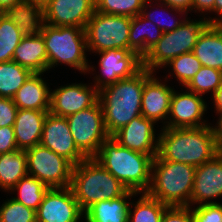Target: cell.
Wrapping results in <instances>:
<instances>
[{
  "instance_id": "f35d334b",
  "label": "cell",
  "mask_w": 222,
  "mask_h": 222,
  "mask_svg": "<svg viewBox=\"0 0 222 222\" xmlns=\"http://www.w3.org/2000/svg\"><path fill=\"white\" fill-rule=\"evenodd\" d=\"M17 110L13 99L0 97V127L13 126Z\"/></svg>"
},
{
  "instance_id": "f1b7e54d",
  "label": "cell",
  "mask_w": 222,
  "mask_h": 222,
  "mask_svg": "<svg viewBox=\"0 0 222 222\" xmlns=\"http://www.w3.org/2000/svg\"><path fill=\"white\" fill-rule=\"evenodd\" d=\"M139 195L137 201L130 203L128 222H160L169 206L150 197L147 193H139Z\"/></svg>"
},
{
  "instance_id": "d6a6232c",
  "label": "cell",
  "mask_w": 222,
  "mask_h": 222,
  "mask_svg": "<svg viewBox=\"0 0 222 222\" xmlns=\"http://www.w3.org/2000/svg\"><path fill=\"white\" fill-rule=\"evenodd\" d=\"M146 0H95V10L104 14L135 17Z\"/></svg>"
},
{
  "instance_id": "e575fe53",
  "label": "cell",
  "mask_w": 222,
  "mask_h": 222,
  "mask_svg": "<svg viewBox=\"0 0 222 222\" xmlns=\"http://www.w3.org/2000/svg\"><path fill=\"white\" fill-rule=\"evenodd\" d=\"M190 207L195 222H222V203Z\"/></svg>"
},
{
  "instance_id": "1f68e13d",
  "label": "cell",
  "mask_w": 222,
  "mask_h": 222,
  "mask_svg": "<svg viewBox=\"0 0 222 222\" xmlns=\"http://www.w3.org/2000/svg\"><path fill=\"white\" fill-rule=\"evenodd\" d=\"M222 83V71L202 66L192 80L184 87L187 90L203 96L211 92V97Z\"/></svg>"
},
{
  "instance_id": "d6986e66",
  "label": "cell",
  "mask_w": 222,
  "mask_h": 222,
  "mask_svg": "<svg viewBox=\"0 0 222 222\" xmlns=\"http://www.w3.org/2000/svg\"><path fill=\"white\" fill-rule=\"evenodd\" d=\"M155 72L144 82L141 113L155 123H162L161 128H167V119L170 112V103L174 88L168 85L167 80H159Z\"/></svg>"
},
{
  "instance_id": "bcb514c9",
  "label": "cell",
  "mask_w": 222,
  "mask_h": 222,
  "mask_svg": "<svg viewBox=\"0 0 222 222\" xmlns=\"http://www.w3.org/2000/svg\"><path fill=\"white\" fill-rule=\"evenodd\" d=\"M46 0H26L27 5L35 12Z\"/></svg>"
},
{
  "instance_id": "ba28073f",
  "label": "cell",
  "mask_w": 222,
  "mask_h": 222,
  "mask_svg": "<svg viewBox=\"0 0 222 222\" xmlns=\"http://www.w3.org/2000/svg\"><path fill=\"white\" fill-rule=\"evenodd\" d=\"M131 17L98 12L88 20L85 32L88 52L129 49Z\"/></svg>"
},
{
  "instance_id": "b9f144b4",
  "label": "cell",
  "mask_w": 222,
  "mask_h": 222,
  "mask_svg": "<svg viewBox=\"0 0 222 222\" xmlns=\"http://www.w3.org/2000/svg\"><path fill=\"white\" fill-rule=\"evenodd\" d=\"M215 0H193V12L200 13L206 16L208 20V13H214ZM205 14V15H204Z\"/></svg>"
},
{
  "instance_id": "7a4b0ae2",
  "label": "cell",
  "mask_w": 222,
  "mask_h": 222,
  "mask_svg": "<svg viewBox=\"0 0 222 222\" xmlns=\"http://www.w3.org/2000/svg\"><path fill=\"white\" fill-rule=\"evenodd\" d=\"M154 72L142 68L134 76L120 79L99 90L98 101L102 107L104 123L109 136L142 115L141 100L144 82Z\"/></svg>"
},
{
  "instance_id": "9c48e42d",
  "label": "cell",
  "mask_w": 222,
  "mask_h": 222,
  "mask_svg": "<svg viewBox=\"0 0 222 222\" xmlns=\"http://www.w3.org/2000/svg\"><path fill=\"white\" fill-rule=\"evenodd\" d=\"M66 119L75 145L87 158H93L98 153L101 144L110 137L106 131L99 101Z\"/></svg>"
},
{
  "instance_id": "4fadbf2b",
  "label": "cell",
  "mask_w": 222,
  "mask_h": 222,
  "mask_svg": "<svg viewBox=\"0 0 222 222\" xmlns=\"http://www.w3.org/2000/svg\"><path fill=\"white\" fill-rule=\"evenodd\" d=\"M79 221H84V211L75 199L71 187L49 188L36 211V222Z\"/></svg>"
},
{
  "instance_id": "e0dca14e",
  "label": "cell",
  "mask_w": 222,
  "mask_h": 222,
  "mask_svg": "<svg viewBox=\"0 0 222 222\" xmlns=\"http://www.w3.org/2000/svg\"><path fill=\"white\" fill-rule=\"evenodd\" d=\"M219 197H222V151L196 167L190 206L220 203L214 201Z\"/></svg>"
},
{
  "instance_id": "60d3db41",
  "label": "cell",
  "mask_w": 222,
  "mask_h": 222,
  "mask_svg": "<svg viewBox=\"0 0 222 222\" xmlns=\"http://www.w3.org/2000/svg\"><path fill=\"white\" fill-rule=\"evenodd\" d=\"M34 12L26 0H0V13Z\"/></svg>"
},
{
  "instance_id": "6da1fadb",
  "label": "cell",
  "mask_w": 222,
  "mask_h": 222,
  "mask_svg": "<svg viewBox=\"0 0 222 222\" xmlns=\"http://www.w3.org/2000/svg\"><path fill=\"white\" fill-rule=\"evenodd\" d=\"M161 128L158 153L161 160L181 162L195 167L221 152L215 126Z\"/></svg>"
},
{
  "instance_id": "3957f363",
  "label": "cell",
  "mask_w": 222,
  "mask_h": 222,
  "mask_svg": "<svg viewBox=\"0 0 222 222\" xmlns=\"http://www.w3.org/2000/svg\"><path fill=\"white\" fill-rule=\"evenodd\" d=\"M154 157L122 147L110 136L93 158L128 190L146 193L151 184Z\"/></svg>"
},
{
  "instance_id": "4316f807",
  "label": "cell",
  "mask_w": 222,
  "mask_h": 222,
  "mask_svg": "<svg viewBox=\"0 0 222 222\" xmlns=\"http://www.w3.org/2000/svg\"><path fill=\"white\" fill-rule=\"evenodd\" d=\"M27 173V156L25 150H15L0 154V188L10 190Z\"/></svg>"
},
{
  "instance_id": "7bdbcfd3",
  "label": "cell",
  "mask_w": 222,
  "mask_h": 222,
  "mask_svg": "<svg viewBox=\"0 0 222 222\" xmlns=\"http://www.w3.org/2000/svg\"><path fill=\"white\" fill-rule=\"evenodd\" d=\"M214 17L208 16V22L209 24H220L222 25V0H215V6H214Z\"/></svg>"
},
{
  "instance_id": "836d02e7",
  "label": "cell",
  "mask_w": 222,
  "mask_h": 222,
  "mask_svg": "<svg viewBox=\"0 0 222 222\" xmlns=\"http://www.w3.org/2000/svg\"><path fill=\"white\" fill-rule=\"evenodd\" d=\"M0 222H36V211L10 198L0 206Z\"/></svg>"
},
{
  "instance_id": "7402d4cb",
  "label": "cell",
  "mask_w": 222,
  "mask_h": 222,
  "mask_svg": "<svg viewBox=\"0 0 222 222\" xmlns=\"http://www.w3.org/2000/svg\"><path fill=\"white\" fill-rule=\"evenodd\" d=\"M49 111L18 109L13 125L19 150H27L40 144L45 118Z\"/></svg>"
},
{
  "instance_id": "f546056e",
  "label": "cell",
  "mask_w": 222,
  "mask_h": 222,
  "mask_svg": "<svg viewBox=\"0 0 222 222\" xmlns=\"http://www.w3.org/2000/svg\"><path fill=\"white\" fill-rule=\"evenodd\" d=\"M31 74L28 69L17 62L0 63V97L12 99Z\"/></svg>"
},
{
  "instance_id": "74e56055",
  "label": "cell",
  "mask_w": 222,
  "mask_h": 222,
  "mask_svg": "<svg viewBox=\"0 0 222 222\" xmlns=\"http://www.w3.org/2000/svg\"><path fill=\"white\" fill-rule=\"evenodd\" d=\"M155 4L158 7H162V11L167 12H174L175 14H179L178 16L184 17L183 15L187 16L188 12L193 11V0H154ZM159 4H158V3ZM167 10V11H166Z\"/></svg>"
},
{
  "instance_id": "5bb4252c",
  "label": "cell",
  "mask_w": 222,
  "mask_h": 222,
  "mask_svg": "<svg viewBox=\"0 0 222 222\" xmlns=\"http://www.w3.org/2000/svg\"><path fill=\"white\" fill-rule=\"evenodd\" d=\"M99 97V90L86 83H71L58 86L50 91L49 113L58 117H68L93 106Z\"/></svg>"
},
{
  "instance_id": "44dd1931",
  "label": "cell",
  "mask_w": 222,
  "mask_h": 222,
  "mask_svg": "<svg viewBox=\"0 0 222 222\" xmlns=\"http://www.w3.org/2000/svg\"><path fill=\"white\" fill-rule=\"evenodd\" d=\"M12 61L17 62L31 73H45L48 71L45 41L34 25L16 47Z\"/></svg>"
},
{
  "instance_id": "4dcf8cb0",
  "label": "cell",
  "mask_w": 222,
  "mask_h": 222,
  "mask_svg": "<svg viewBox=\"0 0 222 222\" xmlns=\"http://www.w3.org/2000/svg\"><path fill=\"white\" fill-rule=\"evenodd\" d=\"M167 67L170 68H168V70H172V73L168 71L170 76L166 75L165 79L168 81L167 77H175L179 85L185 87L200 70L202 65L194 53L189 52L173 58L163 66V68Z\"/></svg>"
},
{
  "instance_id": "83f0119b",
  "label": "cell",
  "mask_w": 222,
  "mask_h": 222,
  "mask_svg": "<svg viewBox=\"0 0 222 222\" xmlns=\"http://www.w3.org/2000/svg\"><path fill=\"white\" fill-rule=\"evenodd\" d=\"M49 187L42 183L40 180L31 175L24 176L19 180L16 185L10 190V194H15L17 191V197H11L15 201L25 205L34 211L38 210L45 193L48 191Z\"/></svg>"
},
{
  "instance_id": "ab89813d",
  "label": "cell",
  "mask_w": 222,
  "mask_h": 222,
  "mask_svg": "<svg viewBox=\"0 0 222 222\" xmlns=\"http://www.w3.org/2000/svg\"><path fill=\"white\" fill-rule=\"evenodd\" d=\"M18 150L13 126L0 127V154Z\"/></svg>"
},
{
  "instance_id": "8d00e7d4",
  "label": "cell",
  "mask_w": 222,
  "mask_h": 222,
  "mask_svg": "<svg viewBox=\"0 0 222 222\" xmlns=\"http://www.w3.org/2000/svg\"><path fill=\"white\" fill-rule=\"evenodd\" d=\"M160 222H195L189 206H169Z\"/></svg>"
},
{
  "instance_id": "52a82bcc",
  "label": "cell",
  "mask_w": 222,
  "mask_h": 222,
  "mask_svg": "<svg viewBox=\"0 0 222 222\" xmlns=\"http://www.w3.org/2000/svg\"><path fill=\"white\" fill-rule=\"evenodd\" d=\"M201 17L194 21L185 16L178 28L163 33L161 39L142 58L143 68L157 73L158 69L163 68L173 58L193 52L200 34L209 25L207 18Z\"/></svg>"
},
{
  "instance_id": "d4e9b609",
  "label": "cell",
  "mask_w": 222,
  "mask_h": 222,
  "mask_svg": "<svg viewBox=\"0 0 222 222\" xmlns=\"http://www.w3.org/2000/svg\"><path fill=\"white\" fill-rule=\"evenodd\" d=\"M202 66L222 71V25L209 24L193 49Z\"/></svg>"
},
{
  "instance_id": "cb8c5ba5",
  "label": "cell",
  "mask_w": 222,
  "mask_h": 222,
  "mask_svg": "<svg viewBox=\"0 0 222 222\" xmlns=\"http://www.w3.org/2000/svg\"><path fill=\"white\" fill-rule=\"evenodd\" d=\"M139 193L128 190L124 195L93 203L84 211L85 222H128L131 198ZM129 201V202H128Z\"/></svg>"
},
{
  "instance_id": "277c9868",
  "label": "cell",
  "mask_w": 222,
  "mask_h": 222,
  "mask_svg": "<svg viewBox=\"0 0 222 222\" xmlns=\"http://www.w3.org/2000/svg\"><path fill=\"white\" fill-rule=\"evenodd\" d=\"M34 26L45 41L48 58V71L59 64H66L81 74L96 72L95 66L89 64L87 58V40L84 28L75 26H50L37 17Z\"/></svg>"
},
{
  "instance_id": "7c38bea8",
  "label": "cell",
  "mask_w": 222,
  "mask_h": 222,
  "mask_svg": "<svg viewBox=\"0 0 222 222\" xmlns=\"http://www.w3.org/2000/svg\"><path fill=\"white\" fill-rule=\"evenodd\" d=\"M97 54L101 73L93 77V86L98 90L120 79L130 78L143 68L142 58L130 49H107Z\"/></svg>"
},
{
  "instance_id": "ffe728a7",
  "label": "cell",
  "mask_w": 222,
  "mask_h": 222,
  "mask_svg": "<svg viewBox=\"0 0 222 222\" xmlns=\"http://www.w3.org/2000/svg\"><path fill=\"white\" fill-rule=\"evenodd\" d=\"M35 18V12L0 13V63L12 61L16 47Z\"/></svg>"
},
{
  "instance_id": "d590c367",
  "label": "cell",
  "mask_w": 222,
  "mask_h": 222,
  "mask_svg": "<svg viewBox=\"0 0 222 222\" xmlns=\"http://www.w3.org/2000/svg\"><path fill=\"white\" fill-rule=\"evenodd\" d=\"M154 2V0H146L145 1V3H144V5H143V8H142V11H141V15L145 18V19H147V20H149V21H151V22H153L155 25H157L159 28H160V30L163 32V33H165V32H170V31H173L174 29H176V28H178L182 23H183V19H185V18H180V19H178L177 21L176 20H172L173 19V17H172V19L171 20H169V21H162L161 20V18L163 17H159V18H157L156 17V13L155 12H157V11H155V12H153V13H151V12H149L148 11V8H151L152 10L154 9V7H151L153 4H151V3H153ZM155 13V14H154ZM164 13V12H163ZM158 14V13H157ZM166 15H167V13H165ZM164 14V15H165ZM156 17V18H155ZM169 17V16H168ZM171 18V17H170ZM157 19V20H156ZM182 19V20H181ZM168 20V19H167Z\"/></svg>"
},
{
  "instance_id": "5b68a950",
  "label": "cell",
  "mask_w": 222,
  "mask_h": 222,
  "mask_svg": "<svg viewBox=\"0 0 222 222\" xmlns=\"http://www.w3.org/2000/svg\"><path fill=\"white\" fill-rule=\"evenodd\" d=\"M193 165L153 158L151 184L146 192L167 206H189L195 179Z\"/></svg>"
},
{
  "instance_id": "603a6c76",
  "label": "cell",
  "mask_w": 222,
  "mask_h": 222,
  "mask_svg": "<svg viewBox=\"0 0 222 222\" xmlns=\"http://www.w3.org/2000/svg\"><path fill=\"white\" fill-rule=\"evenodd\" d=\"M43 73H32L13 96L18 109L49 111L50 88Z\"/></svg>"
},
{
  "instance_id": "484cf974",
  "label": "cell",
  "mask_w": 222,
  "mask_h": 222,
  "mask_svg": "<svg viewBox=\"0 0 222 222\" xmlns=\"http://www.w3.org/2000/svg\"><path fill=\"white\" fill-rule=\"evenodd\" d=\"M163 32L141 14L131 18L129 49L141 58L161 39Z\"/></svg>"
},
{
  "instance_id": "ee69618b",
  "label": "cell",
  "mask_w": 222,
  "mask_h": 222,
  "mask_svg": "<svg viewBox=\"0 0 222 222\" xmlns=\"http://www.w3.org/2000/svg\"><path fill=\"white\" fill-rule=\"evenodd\" d=\"M213 100V104L215 110L214 113L216 112V114L221 115L222 114V83L220 84L219 88L216 90V92L213 94V96L211 97Z\"/></svg>"
},
{
  "instance_id": "9a60e30c",
  "label": "cell",
  "mask_w": 222,
  "mask_h": 222,
  "mask_svg": "<svg viewBox=\"0 0 222 222\" xmlns=\"http://www.w3.org/2000/svg\"><path fill=\"white\" fill-rule=\"evenodd\" d=\"M40 144L67 159L73 166L84 161L87 157L75 145L65 117L48 113L42 130Z\"/></svg>"
},
{
  "instance_id": "f6af8a7d",
  "label": "cell",
  "mask_w": 222,
  "mask_h": 222,
  "mask_svg": "<svg viewBox=\"0 0 222 222\" xmlns=\"http://www.w3.org/2000/svg\"><path fill=\"white\" fill-rule=\"evenodd\" d=\"M218 120H216V124L215 129H216V135L218 137V143L220 145V148L222 150V114L217 118Z\"/></svg>"
},
{
  "instance_id": "2e32d148",
  "label": "cell",
  "mask_w": 222,
  "mask_h": 222,
  "mask_svg": "<svg viewBox=\"0 0 222 222\" xmlns=\"http://www.w3.org/2000/svg\"><path fill=\"white\" fill-rule=\"evenodd\" d=\"M207 106V102L202 96L189 90L177 92L174 89L167 128L203 127L211 124L206 123L208 120L203 119Z\"/></svg>"
},
{
  "instance_id": "8fae6325",
  "label": "cell",
  "mask_w": 222,
  "mask_h": 222,
  "mask_svg": "<svg viewBox=\"0 0 222 222\" xmlns=\"http://www.w3.org/2000/svg\"><path fill=\"white\" fill-rule=\"evenodd\" d=\"M95 12V0H46L35 11L36 17L50 26L86 28Z\"/></svg>"
},
{
  "instance_id": "8992f818",
  "label": "cell",
  "mask_w": 222,
  "mask_h": 222,
  "mask_svg": "<svg viewBox=\"0 0 222 222\" xmlns=\"http://www.w3.org/2000/svg\"><path fill=\"white\" fill-rule=\"evenodd\" d=\"M70 187L83 211L93 203L120 197L128 191L94 158H86L73 166Z\"/></svg>"
},
{
  "instance_id": "ac0fdd59",
  "label": "cell",
  "mask_w": 222,
  "mask_h": 222,
  "mask_svg": "<svg viewBox=\"0 0 222 222\" xmlns=\"http://www.w3.org/2000/svg\"><path fill=\"white\" fill-rule=\"evenodd\" d=\"M155 125L156 123L153 120L140 115L132 119L111 137L122 147L149 156H156L158 153L159 134H156Z\"/></svg>"
},
{
  "instance_id": "30bf717a",
  "label": "cell",
  "mask_w": 222,
  "mask_h": 222,
  "mask_svg": "<svg viewBox=\"0 0 222 222\" xmlns=\"http://www.w3.org/2000/svg\"><path fill=\"white\" fill-rule=\"evenodd\" d=\"M27 173L49 188H66L71 185L73 165L49 148L37 144L25 150Z\"/></svg>"
}]
</instances>
